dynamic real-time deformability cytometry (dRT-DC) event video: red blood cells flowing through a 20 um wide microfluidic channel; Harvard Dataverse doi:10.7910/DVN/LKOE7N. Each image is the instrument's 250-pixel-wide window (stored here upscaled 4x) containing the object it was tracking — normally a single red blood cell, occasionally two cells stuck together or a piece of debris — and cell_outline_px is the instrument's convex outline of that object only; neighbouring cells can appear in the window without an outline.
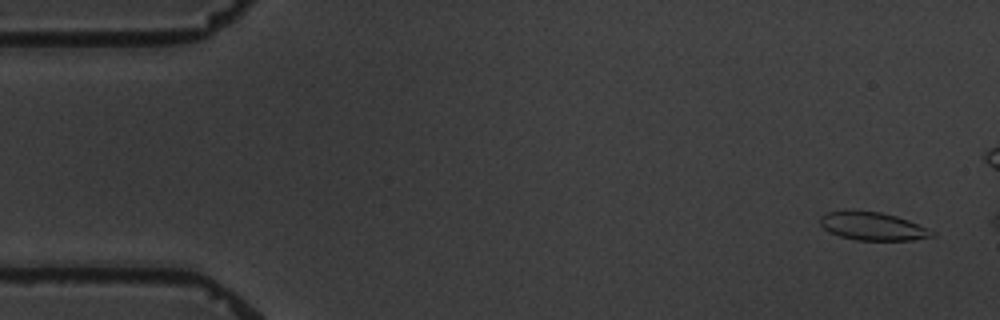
{"species": "common noctule bat (a hibernating species)", "species_latin": "Nyctalus noctula", "temperature_condition": "warm", "stored_images_in_passage": 2, "camera_frame_rate_fps": 3000, "um_per_image_px": 0.085, "animal": {"sex": "male", "body_mass_g": 19.5, "forearm_length_mm": 54.6}, "frame": {"image": 1, "passage_image": 1, "time_ms": 0.0, "image_size_px": [1000, 320], "cell_outline_px": [[936, 236], [912, 240], [856, 240], [840, 236], [824, 228], [820, 224], [820, 216], [828, 212], [880, 212], [896, 216], [908, 220], [928, 228], [936, 232]], "centroid_in_image_um": [74.25, 19.26], "position_along_channel_um": 10.8, "area_um2": 17.92}}